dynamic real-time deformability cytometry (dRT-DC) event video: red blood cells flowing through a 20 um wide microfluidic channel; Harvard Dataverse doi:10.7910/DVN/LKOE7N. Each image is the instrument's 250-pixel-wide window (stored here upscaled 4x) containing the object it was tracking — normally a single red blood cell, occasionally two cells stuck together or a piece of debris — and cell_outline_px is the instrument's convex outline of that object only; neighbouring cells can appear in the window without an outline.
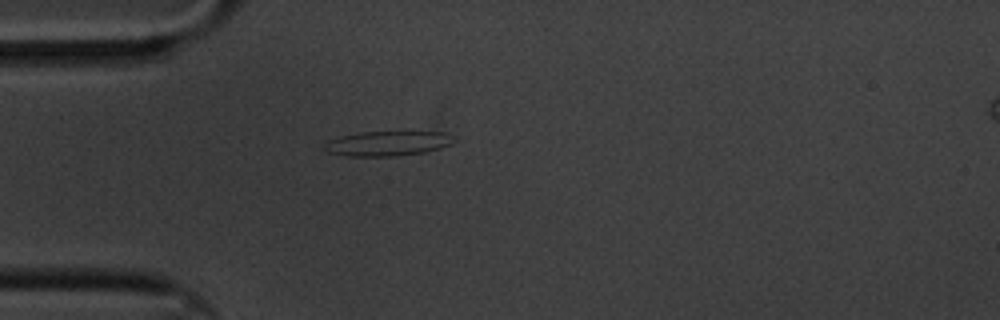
{"species": "common noctule bat (a hibernating species)", "species_latin": "Nyctalus noctula", "temperature_condition": "cold", "stored_images_in_passage": 45, "camera_frame_rate_fps": 3000, "um_per_image_px": 0.085, "animal": {"sex": "male", "body_mass_g": 20.1, "forearm_length_mm": 53.5}, "frame": {"image": 1, "passage_image": 1, "time_ms": 0.0, "image_size_px": [1000, 320], "cell_outline_px": [[456, 140], [452, 144], [440, 148], [424, 152], [396, 156], [348, 156], [328, 152], [324, 148], [324, 144], [328, 140], [340, 136], [364, 132], [444, 132]], "centroid_in_image_um": [32.94, 12.2], "position_along_channel_um": 52.1, "area_um2": 18.55}}
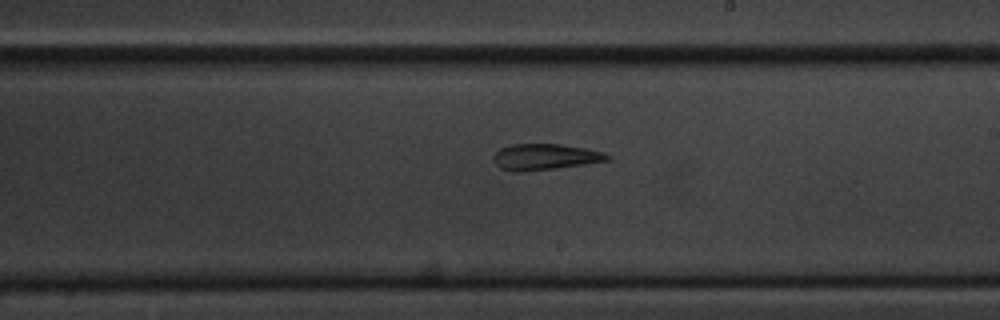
{"frame": {"image": 2, "passage_image": 19, "time_ms": 6.0, "image_size_px": [1000, 320], "cell_outline_px": [[612, 156], [608, 160], [584, 164], [520, 172], [512, 172], [500, 168], [492, 160], [492, 156], [500, 148], [512, 144], [560, 144], [584, 148], [604, 152]], "centroid_in_image_um": [46.28, 13.33], "position_along_channel_um": 242.7, "area_um2": 17.22}}
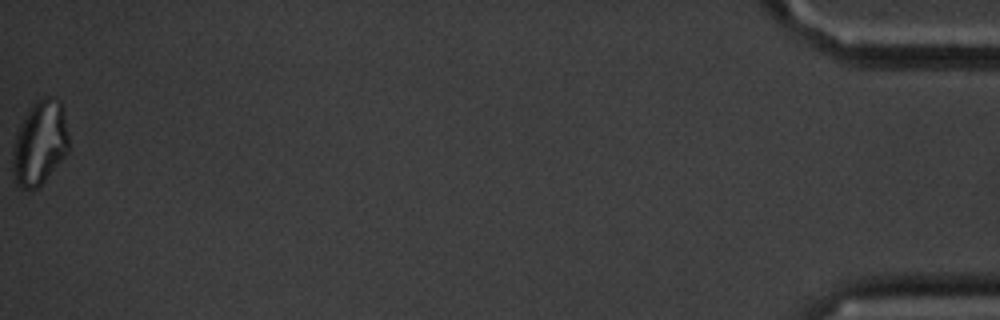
{"frame": {"image": 3, "passage_image": 45, "time_ms": 14.667, "image_size_px": [1000, 320], "cell_outline_px": [[68, 152], [44, 180], [36, 188], [20, 188], [16, 184], [12, 176], [12, 148], [16, 132], [28, 108], [36, 100], [44, 96], [56, 96], [60, 100], [68, 136]], "centroid_in_image_um": [3.34, 12.12], "position_along_channel_um": 431.9, "area_um2": 27.63}, "authors_computed_cell_mechanics": {"area_um2": 17.8024, "velocity_mm_per_s": 3.3133, "shape_relaxation_time_tau1_ms": null, "shape_relaxation_time_tau2_ms": 3.5801, "deformation_change_tau1": null, "deformation_change_tau2": 0.1439}}